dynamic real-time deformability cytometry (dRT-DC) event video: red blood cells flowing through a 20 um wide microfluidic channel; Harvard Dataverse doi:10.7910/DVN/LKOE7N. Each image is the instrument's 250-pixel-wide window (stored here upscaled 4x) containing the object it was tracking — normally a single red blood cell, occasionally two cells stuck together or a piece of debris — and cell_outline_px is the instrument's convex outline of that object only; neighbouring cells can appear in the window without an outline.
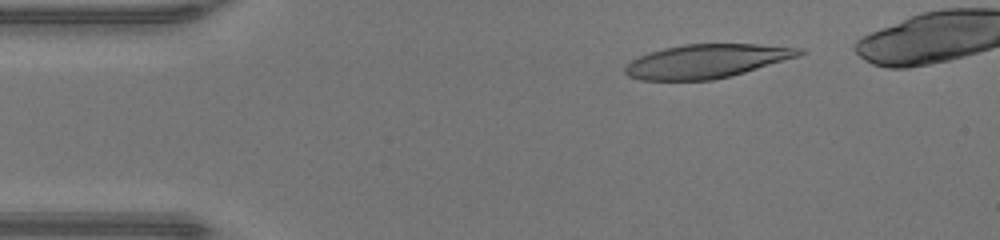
{"species": "human", "species_latin": "Homo sapiens", "temperature_condition": "warm", "stored_images_in_passage": 40, "camera_frame_rate_fps": 3000, "um_per_image_px": 0.085, "donor": {"sex": "male"}, "frame": {"image": 1, "passage_image": 4, "time_ms": 1.0, "image_size_px": [1000, 240], "cell_outline_px": [[808, 52], [796, 56], [732, 76], [712, 80], [640, 80], [628, 76], [624, 72], [624, 68], [632, 60], [648, 52], [664, 48], [684, 44], [756, 44], [804, 48]], "centroid_in_image_um": [60.04, 5.19], "position_along_channel_um": 25.0, "area_um2": 34.1}}
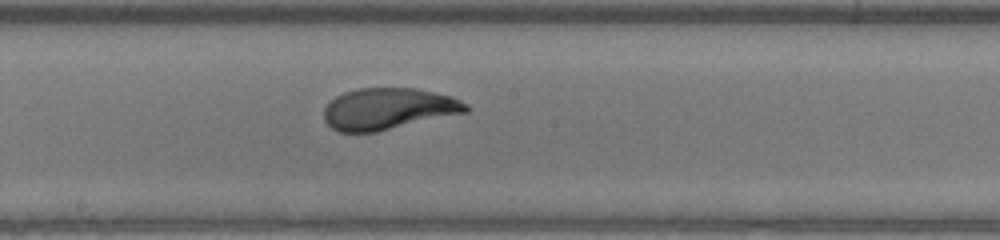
{"frame": {"image": 2, "passage_image": 22, "time_ms": 7.0, "image_size_px": [1000, 240], "cell_outline_px": [[472, 108], [468, 112], [376, 132], [340, 132], [332, 128], [324, 120], [324, 108], [336, 96], [344, 92], [356, 88], [416, 88], [452, 96], [468, 104]], "centroid_in_image_um": [33.03, 9.24], "position_along_channel_um": 215.2, "area_um2": 34.51}}
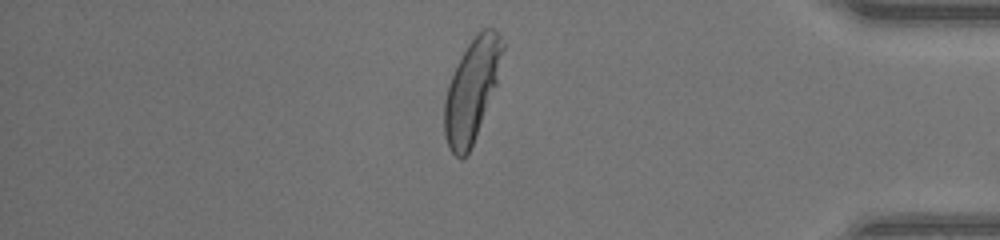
{"frame": {"image": 3, "passage_image": 37, "time_ms": 12.0, "image_size_px": [1000, 240], "cell_outline_px": [[504, 48], [496, 84], [472, 144], [468, 152], [460, 160], [448, 148], [444, 136], [444, 104], [448, 84], [456, 64], [468, 44], [484, 28], [492, 28], [500, 36], [504, 44]], "centroid_in_image_um": [40.07, 7.67], "position_along_channel_um": 395.1, "area_um2": 33.87}}